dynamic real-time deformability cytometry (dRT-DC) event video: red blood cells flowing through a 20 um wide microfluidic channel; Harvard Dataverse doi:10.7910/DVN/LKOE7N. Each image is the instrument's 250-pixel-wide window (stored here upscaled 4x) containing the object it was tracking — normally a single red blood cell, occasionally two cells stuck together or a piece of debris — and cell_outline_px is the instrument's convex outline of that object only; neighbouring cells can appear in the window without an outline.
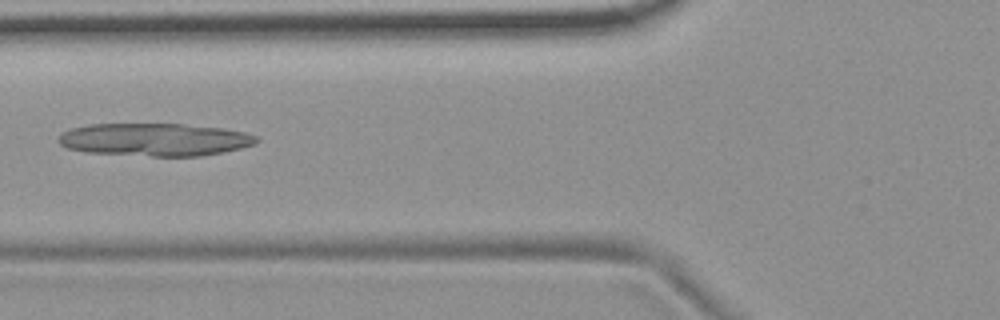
{"species": "common noctule bat (a hibernating species)", "species_latin": "Nyctalus noctula", "temperature_condition": "room temperature", "stored_images_in_passage": 38, "camera_frame_rate_fps": 3000, "um_per_image_px": 0.085, "animal": {"sex": "female", "body_mass_g": 19.9}, "frame": {"image": 1, "passage_image": 5, "time_ms": 1.333, "image_size_px": [1000, 320], "cell_outline_px": [[260, 140], [252, 144], [240, 148], [224, 152], [200, 156], [152, 156], [84, 152], [68, 148], [60, 144], [56, 140], [60, 132], [68, 128], [88, 124], [184, 124], [224, 128], [244, 132], [256, 136]], "centroid_in_image_um": [13.09, 11.86], "position_along_channel_um": 112.7, "area_um2": 38.09}}
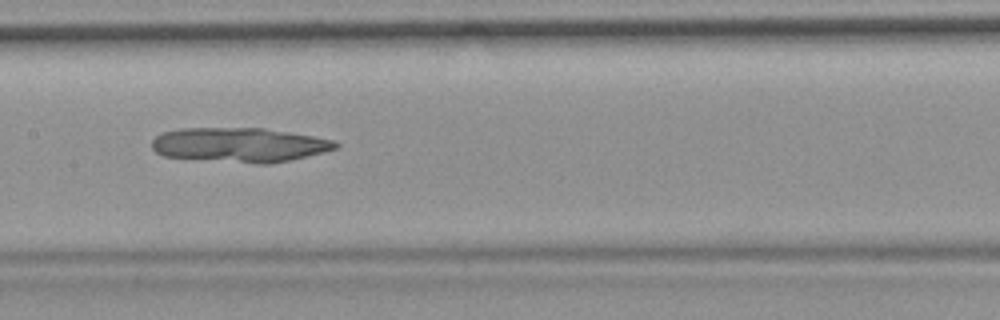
{"frame": {"image": 2, "passage_image": 11, "time_ms": 3.333, "image_size_px": [1000, 320], "cell_outline_px": [[340, 144], [336, 148], [324, 152], [288, 160], [268, 164], [256, 164], [164, 156], [156, 152], [152, 148], [152, 140], [156, 136], [164, 132], [180, 128], [264, 128], [312, 136], [332, 140]], "centroid_in_image_um": [20.34, 12.31], "position_along_channel_um": 187.1, "area_um2": 36.65}}
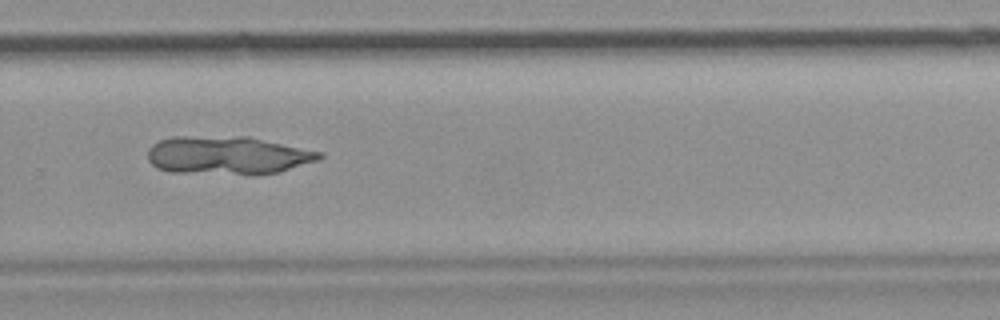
{"frame": {"image": 3, "passage_image": 21, "time_ms": 6.667, "image_size_px": [1000, 320], "cell_outline_px": [[324, 156], [316, 160], [280, 172], [256, 176], [252, 176], [172, 172], [156, 168], [148, 160], [148, 148], [152, 144], [160, 140], [172, 136], [248, 136], [324, 152]], "centroid_in_image_um": [19.35, 13.22], "position_along_channel_um": 310.5, "area_um2": 39.13}}